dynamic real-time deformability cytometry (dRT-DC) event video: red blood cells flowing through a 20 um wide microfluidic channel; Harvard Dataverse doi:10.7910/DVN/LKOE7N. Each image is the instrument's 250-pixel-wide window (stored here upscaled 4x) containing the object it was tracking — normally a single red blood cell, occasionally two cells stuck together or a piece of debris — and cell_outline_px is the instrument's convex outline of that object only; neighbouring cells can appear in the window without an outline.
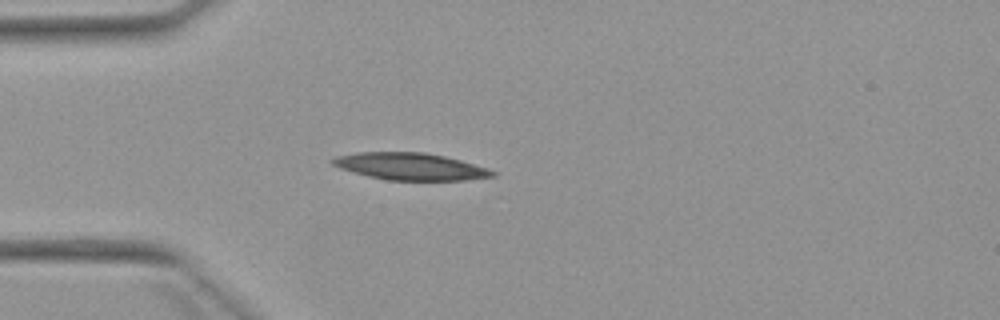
{"species": "Egyptian fruit bat (a non-hibernating species)", "species_latin": "Rousettus aegyptiacus", "temperature_condition": "warm", "stored_images_in_passage": 5, "camera_frame_rate_fps": 3000, "um_per_image_px": 0.085, "animal": {"sex": "female"}, "frame": {"image": 1, "passage_image": 4, "time_ms": 3.667, "image_size_px": [1000, 320], "cell_outline_px": [[496, 176], [464, 180], [388, 180], [368, 176], [340, 168], [332, 164], [328, 160], [336, 156], [356, 152], [424, 152], [444, 156], [460, 160], [488, 168], [496, 172]], "centroid_in_image_um": [34.86, 14.14], "position_along_channel_um": 50.1, "area_um2": 25.2}}